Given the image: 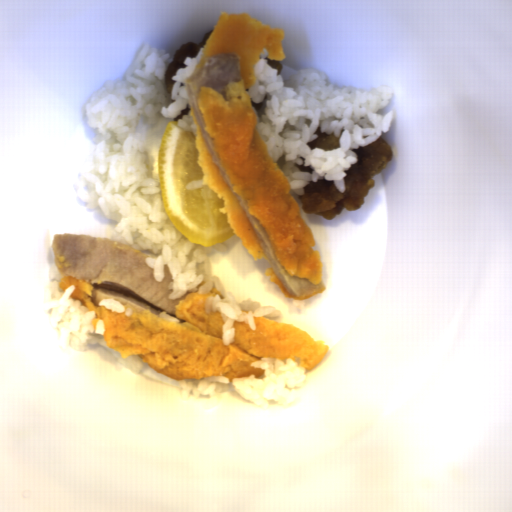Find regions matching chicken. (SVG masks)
I'll use <instances>...</instances> for the list:
<instances>
[{
    "instance_id": "chicken-1",
    "label": "chicken",
    "mask_w": 512,
    "mask_h": 512,
    "mask_svg": "<svg viewBox=\"0 0 512 512\" xmlns=\"http://www.w3.org/2000/svg\"><path fill=\"white\" fill-rule=\"evenodd\" d=\"M350 150L357 154L358 159L349 170H343L347 174L343 177L345 193L338 190L334 180L324 177L318 182L310 180L309 185L304 186V195L297 194L303 211L330 221L342 210L351 212L363 206L368 192L375 185L374 176L390 163L394 151L381 136L369 145Z\"/></svg>"
},
{
    "instance_id": "chicken-2",
    "label": "chicken",
    "mask_w": 512,
    "mask_h": 512,
    "mask_svg": "<svg viewBox=\"0 0 512 512\" xmlns=\"http://www.w3.org/2000/svg\"><path fill=\"white\" fill-rule=\"evenodd\" d=\"M213 32V31H212ZM212 32H206L202 37L201 42L198 43H183L178 50L170 56L173 59V62L167 64L165 74H164V82H165V90L168 94H171L172 87L177 81H172L171 77L175 76L177 71L180 68H187L188 65L184 64V61L187 57L196 58L201 48L205 47Z\"/></svg>"
},
{
    "instance_id": "chicken-3",
    "label": "chicken",
    "mask_w": 512,
    "mask_h": 512,
    "mask_svg": "<svg viewBox=\"0 0 512 512\" xmlns=\"http://www.w3.org/2000/svg\"><path fill=\"white\" fill-rule=\"evenodd\" d=\"M313 134H318V137L306 145L309 146L310 150L314 148H322L325 151H331L334 149L341 148L340 137H336L334 131L331 134L322 133L321 126L316 129Z\"/></svg>"
},
{
    "instance_id": "chicken-4",
    "label": "chicken",
    "mask_w": 512,
    "mask_h": 512,
    "mask_svg": "<svg viewBox=\"0 0 512 512\" xmlns=\"http://www.w3.org/2000/svg\"><path fill=\"white\" fill-rule=\"evenodd\" d=\"M267 64L268 66H272L273 69H277V75H281L283 67L280 63V60L268 59Z\"/></svg>"
},
{
    "instance_id": "chicken-5",
    "label": "chicken",
    "mask_w": 512,
    "mask_h": 512,
    "mask_svg": "<svg viewBox=\"0 0 512 512\" xmlns=\"http://www.w3.org/2000/svg\"><path fill=\"white\" fill-rule=\"evenodd\" d=\"M188 113H189V107L187 105L185 109L181 110L180 114L176 118H172V119H174L175 122L178 123V120H181L183 118V116L188 115Z\"/></svg>"
}]
</instances>
